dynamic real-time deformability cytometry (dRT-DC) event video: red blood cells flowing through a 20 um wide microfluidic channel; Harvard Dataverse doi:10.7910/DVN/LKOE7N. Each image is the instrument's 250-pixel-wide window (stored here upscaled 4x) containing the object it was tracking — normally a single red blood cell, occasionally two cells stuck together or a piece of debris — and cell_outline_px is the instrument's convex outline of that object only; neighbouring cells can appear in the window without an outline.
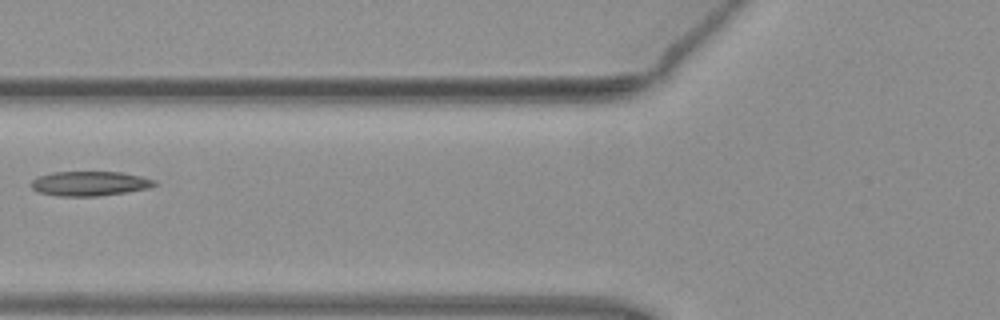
{"species": "common noctule bat (a hibernating species)", "species_latin": "Nyctalus noctula", "temperature_condition": "warm", "stored_images_in_passage": 6, "camera_frame_rate_fps": 3000, "um_per_image_px": 0.085, "animal": {"sex": "female", "body_mass_g": 19.3, "forearm_length_mm": 54.1}, "frame": {"image": 1, "passage_image": 5, "time_ms": 1.333, "image_size_px": [1000, 320], "cell_outline_px": [[160, 184], [148, 188], [124, 192], [96, 196], [60, 196], [40, 192], [32, 188], [28, 184], [36, 176], [52, 172], [120, 172], [140, 176], [156, 180]], "centroid_in_image_um": [7.6, 15.59], "position_along_channel_um": 118.2, "area_um2": 17.69}}
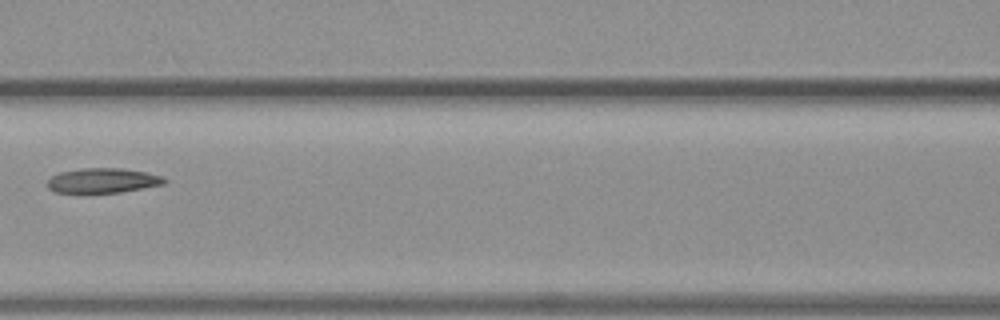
{"frame": {"image": 2, "passage_image": 6, "time_ms": 1.667, "image_size_px": [1000, 320], "cell_outline_px": [[168, 184], [120, 192], [56, 192], [48, 188], [48, 180], [52, 176], [60, 172], [80, 168], [120, 168], [144, 172], [164, 176], [168, 180]], "centroid_in_image_um": [8.8, 15.34], "position_along_channel_um": 157.8, "area_um2": 16.88}}